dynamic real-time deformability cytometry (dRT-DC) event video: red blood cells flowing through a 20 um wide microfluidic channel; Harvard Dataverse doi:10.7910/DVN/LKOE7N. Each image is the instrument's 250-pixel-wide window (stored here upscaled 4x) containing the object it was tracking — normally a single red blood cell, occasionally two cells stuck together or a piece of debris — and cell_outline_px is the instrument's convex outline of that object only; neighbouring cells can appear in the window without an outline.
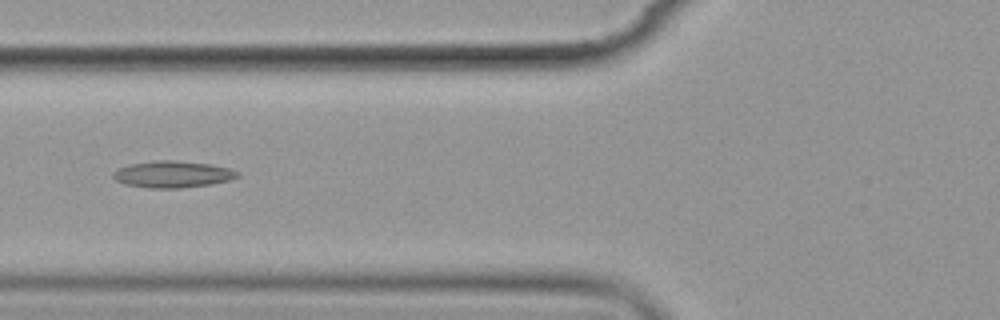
{"species": "common noctule bat (a hibernating species)", "species_latin": "Nyctalus noctula", "temperature_condition": "cold", "stored_images_in_passage": 6, "camera_frame_rate_fps": 3000, "um_per_image_px": 0.085, "animal": {"sex": "female", "body_mass_g": 19.9}, "frame": {"image": 1, "passage_image": 2, "time_ms": 1.333, "image_size_px": [1000, 320], "cell_outline_px": [[240, 176], [228, 180], [212, 184], [180, 188], [148, 188], [124, 184], [116, 180], [112, 176], [112, 172], [128, 164], [156, 160], [172, 160], [212, 164], [228, 168], [240, 172]], "centroid_in_image_um": [14.67, 14.81], "position_along_channel_um": 111.1, "area_um2": 19.42}}
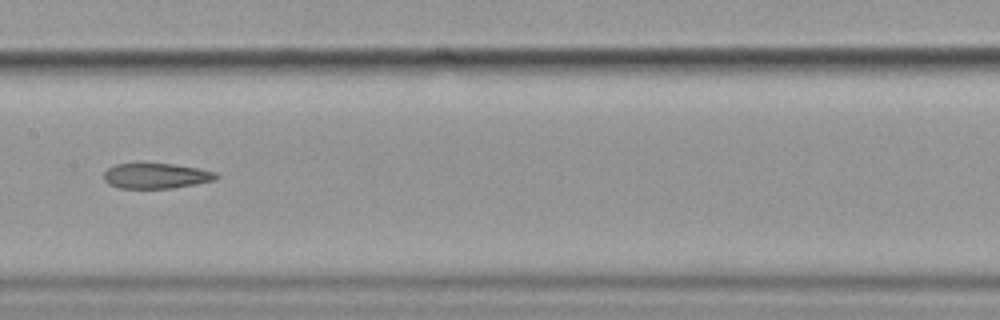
{"frame": {"image": 2, "passage_image": 4, "time_ms": 3.667, "image_size_px": [1000, 320], "cell_outline_px": [[220, 176], [216, 180], [196, 184], [172, 188], [120, 188], [108, 184], [104, 180], [104, 172], [108, 168], [116, 164], [136, 160], [172, 164], [200, 168], [216, 172]], "centroid_in_image_um": [13.25, 14.9], "position_along_channel_um": 194.2, "area_um2": 17.4}}
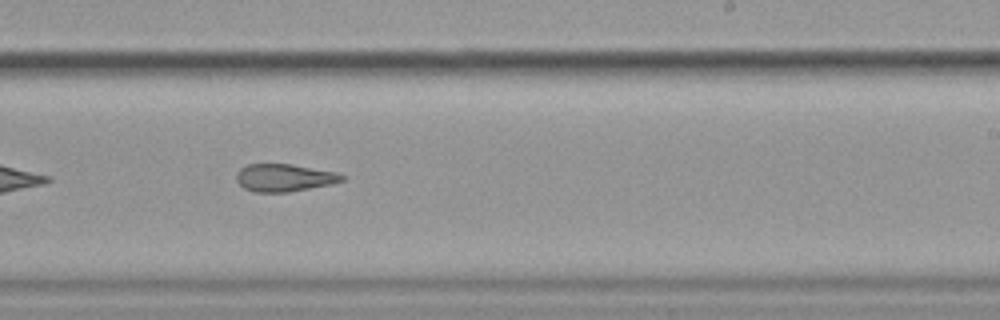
{"frame": {"image": 3, "passage_image": 6, "time_ms": 5.667, "image_size_px": [1000, 320], "cell_outline_px": [[344, 180], [332, 184], [288, 192], [252, 192], [244, 188], [236, 180], [236, 172], [240, 168], [248, 164], [292, 164], [336, 172], [344, 176]], "centroid_in_image_um": [24.14, 15.1], "position_along_channel_um": 264.9, "area_um2": 16.99}}